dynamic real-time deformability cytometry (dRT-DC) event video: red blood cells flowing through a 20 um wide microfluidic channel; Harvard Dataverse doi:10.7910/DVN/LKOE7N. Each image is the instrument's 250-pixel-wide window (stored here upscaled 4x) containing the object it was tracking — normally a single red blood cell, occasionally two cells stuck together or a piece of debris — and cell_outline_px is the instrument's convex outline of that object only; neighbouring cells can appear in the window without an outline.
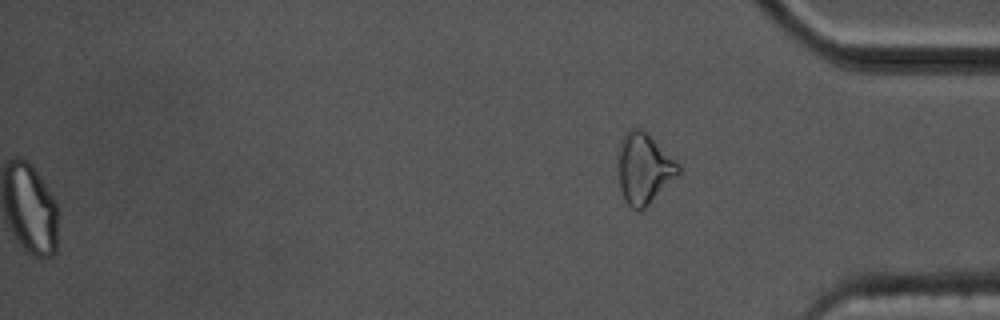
{"species": "common noctule bat (a hibernating species)", "species_latin": "Nyctalus noctula", "temperature_condition": "cold", "stored_images_in_passage": 56, "segment_of_instrument_passage": [2, 2], "camera_frame_rate_fps": 3000, "um_per_image_px": 0.085, "animal": {"sex": "male", "body_mass_g": 17.5, "forearm_length_mm": 52.3}, "frame": {"image": 1, "passage_image": 56, "time_ms": 18.333, "image_size_px": [1000, 320], "cell_outline_px": [[680, 172], [640, 212], [636, 212], [624, 200], [620, 188], [620, 144], [624, 132], [628, 128], [640, 128], [648, 132], [680, 164]], "centroid_in_image_um": [54.75, 14.29], "position_along_channel_um": 380.5, "area_um2": 24.51}}